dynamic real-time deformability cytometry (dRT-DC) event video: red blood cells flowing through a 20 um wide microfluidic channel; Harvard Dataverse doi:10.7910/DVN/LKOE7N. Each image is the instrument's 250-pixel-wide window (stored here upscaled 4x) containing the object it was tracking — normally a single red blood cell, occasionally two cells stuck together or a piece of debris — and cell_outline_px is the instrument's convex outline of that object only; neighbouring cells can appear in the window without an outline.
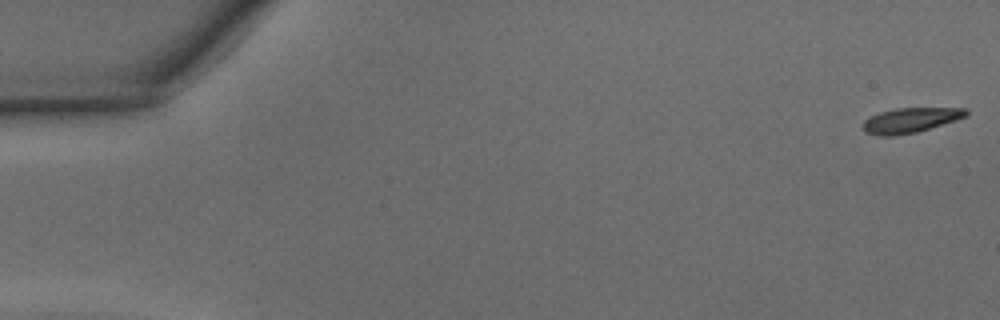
{"species": "common noctule bat (a hibernating species)", "species_latin": "Nyctalus noctula", "temperature_condition": "warm", "stored_images_in_passage": 14, "camera_frame_rate_fps": 3000, "um_per_image_px": 0.085, "animal": {"sex": "male", "body_mass_g": 15.6}, "frame": {"image": 1, "passage_image": 1, "time_ms": 0.0, "image_size_px": [1000, 320], "cell_outline_px": [[968, 116], [956, 120], [916, 132], [892, 136], [880, 136], [864, 132], [864, 120], [880, 112], [896, 108], [964, 108], [968, 112]], "centroid_in_image_um": [77.39, 10.22], "position_along_channel_um": 7.6, "area_um2": 14.8}}
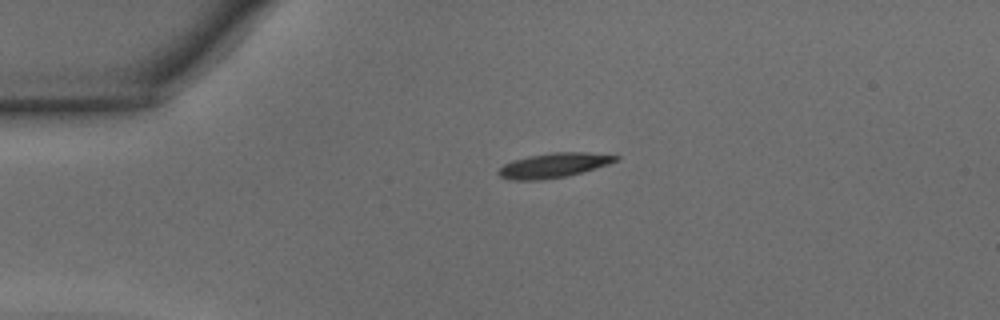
{"frame": {"image": 2, "passage_image": 11, "time_ms": 3.333, "image_size_px": [1000, 320], "cell_outline_px": [[620, 156], [616, 160], [608, 164], [596, 168], [568, 176], [540, 180], [512, 180], [500, 176], [496, 172], [504, 164], [512, 160], [528, 156], [552, 152], [588, 152]], "centroid_in_image_um": [47.04, 14.05], "position_along_channel_um": 38.0, "area_um2": 16.82}}